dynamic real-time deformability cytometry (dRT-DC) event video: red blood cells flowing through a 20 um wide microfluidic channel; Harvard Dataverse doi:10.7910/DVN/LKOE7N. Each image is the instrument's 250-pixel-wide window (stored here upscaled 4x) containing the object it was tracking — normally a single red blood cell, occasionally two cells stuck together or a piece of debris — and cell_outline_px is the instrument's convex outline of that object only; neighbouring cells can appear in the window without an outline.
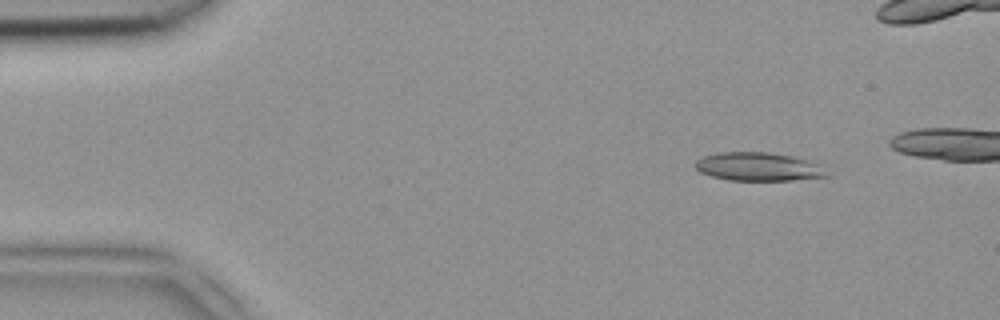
{"species": "common noctule bat (a hibernating species)", "species_latin": "Nyctalus noctula", "temperature_condition": "room temperature", "stored_images_in_passage": 45, "camera_frame_rate_fps": 3000, "um_per_image_px": 0.085, "animal": {"sex": "female", "body_mass_g": 18.4}, "frame": {"image": 1, "passage_image": 6, "time_ms": 1.667, "image_size_px": [1000, 320], "cell_outline_px": [[832, 176], [792, 180], [728, 180], [712, 176], [700, 172], [692, 164], [696, 160], [704, 156], [716, 152], [768, 152], [792, 156], [816, 164]], "centroid_in_image_um": [64.39, 14.17], "position_along_channel_um": 20.6, "area_um2": 21.68}}
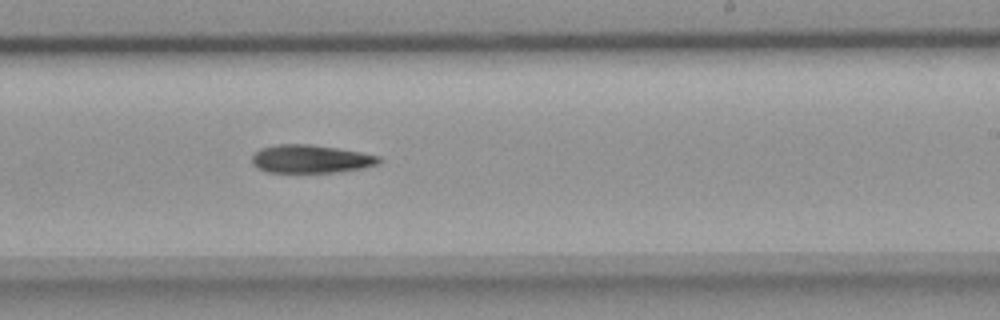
{"frame": {"image": 2, "passage_image": 30, "time_ms": 9.667, "image_size_px": [1000, 320], "cell_outline_px": [[380, 164], [364, 168], [336, 172], [268, 172], [256, 168], [252, 164], [252, 156], [260, 148], [276, 144], [308, 144], [336, 148], [360, 152], [380, 156]], "centroid_in_image_um": [26.4, 13.51], "position_along_channel_um": 262.6, "area_um2": 20.87}}
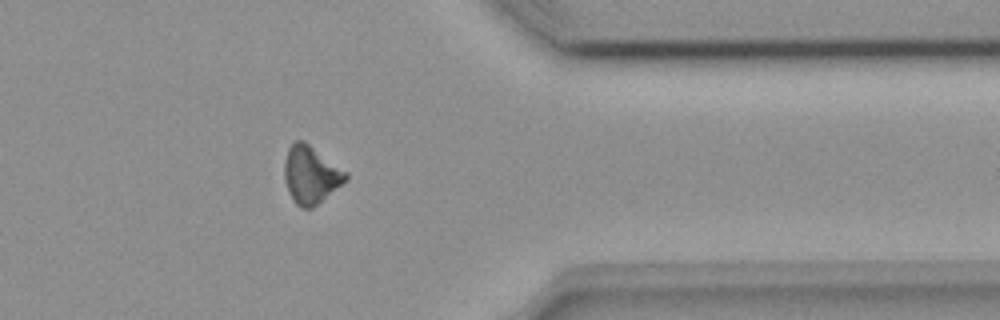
{"frame": {"image": 3, "passage_image": 40, "time_ms": 13.0, "image_size_px": [1000, 320], "cell_outline_px": [[348, 176], [340, 184], [312, 208], [300, 208], [296, 204], [284, 180], [284, 160], [288, 148], [296, 140], [304, 140], [348, 172]], "centroid_in_image_um": [26.39, 14.81], "position_along_channel_um": 385.0, "area_um2": 20.23}}